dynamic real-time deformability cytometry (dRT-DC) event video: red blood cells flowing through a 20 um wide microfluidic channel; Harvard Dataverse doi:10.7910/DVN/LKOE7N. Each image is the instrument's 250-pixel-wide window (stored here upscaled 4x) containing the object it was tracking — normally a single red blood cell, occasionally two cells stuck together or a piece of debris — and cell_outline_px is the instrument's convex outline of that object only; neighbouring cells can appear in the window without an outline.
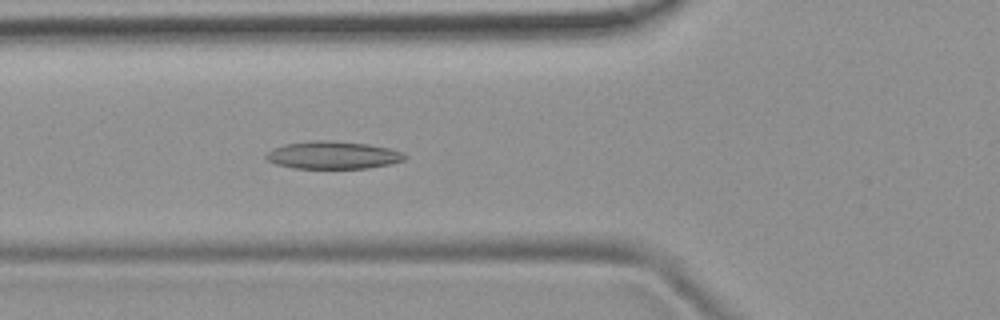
{"species": "common noctule bat (a hibernating species)", "species_latin": "Nyctalus noctula", "temperature_condition": "room temperature", "stored_images_in_passage": 46, "camera_frame_rate_fps": 3000, "um_per_image_px": 0.085, "animal": {"sex": "female", "body_mass_g": 19.9}, "frame": {"image": 1, "passage_image": 12, "time_ms": 3.667, "image_size_px": [1000, 320], "cell_outline_px": [[408, 156], [404, 160], [388, 164], [368, 168], [292, 168], [276, 164], [268, 160], [264, 156], [272, 148], [284, 144], [312, 140], [332, 140], [368, 144], [388, 148], [404, 152]], "centroid_in_image_um": [28.29, 13.17], "position_along_channel_um": 97.5, "area_um2": 22.43}}
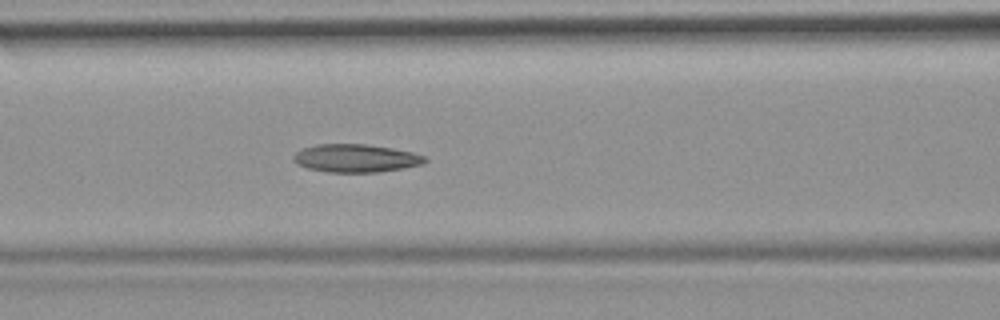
{"frame": {"image": 2, "passage_image": 15, "time_ms": 4.667, "image_size_px": [1000, 320], "cell_outline_px": [[428, 160], [420, 164], [404, 168], [380, 172], [328, 172], [308, 168], [296, 164], [292, 160], [292, 156], [296, 152], [304, 148], [316, 144], [364, 144], [392, 148], [412, 152], [424, 156]], "centroid_in_image_um": [30.21, 13.45], "position_along_channel_um": 136.4, "area_um2": 21.44}}
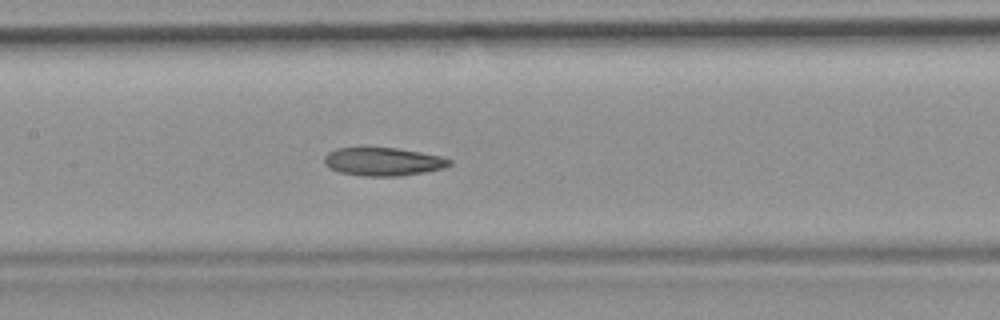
{"frame": {"image": 3, "passage_image": 18, "time_ms": 5.667, "image_size_px": [1000, 320], "cell_outline_px": [[452, 164], [444, 168], [424, 172], [400, 176], [364, 176], [340, 172], [324, 164], [324, 156], [328, 152], [336, 148], [396, 148], [420, 152], [440, 156], [452, 160]], "centroid_in_image_um": [32.58, 13.74], "position_along_channel_um": 174.8, "area_um2": 20.46}, "authors_computed_cell_mechanics": {"area_um2": 21.2415, "velocity_mm_per_s": 3.8601, "shape_relaxation_time_tau1_ms": null, "shape_relaxation_time_tau2_ms": 3.5075, "deformation_change_tau1": null, "deformation_change_tau2": 0.0979}}